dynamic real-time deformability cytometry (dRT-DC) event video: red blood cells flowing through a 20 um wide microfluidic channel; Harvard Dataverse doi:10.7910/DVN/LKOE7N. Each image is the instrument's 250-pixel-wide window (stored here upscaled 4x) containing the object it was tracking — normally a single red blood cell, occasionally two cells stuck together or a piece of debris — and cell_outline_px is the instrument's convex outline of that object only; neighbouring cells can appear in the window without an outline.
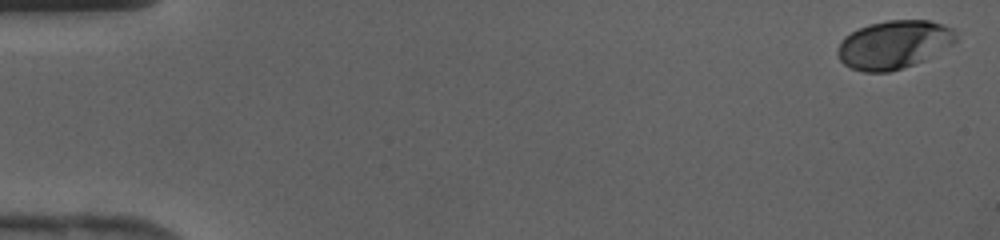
{"species": "human", "species_latin": "Homo sapiens", "temperature_condition": "cold", "stored_images_in_passage": 43, "camera_frame_rate_fps": 3000, "um_per_image_px": 0.085, "donor": {"sex": "female"}, "frame": {"image": 1, "passage_image": 1, "time_ms": 0.0, "image_size_px": [1000, 240], "cell_outline_px": [[956, 40], [952, 44], [924, 60], [888, 72], [864, 72], [852, 68], [844, 64], [840, 60], [836, 52], [840, 40], [844, 36], [868, 24], [888, 20], [928, 20], [944, 24], [952, 28], [956, 32]], "centroid_in_image_um": [75.96, 3.78], "position_along_channel_um": 9.0, "area_um2": 33.18}}
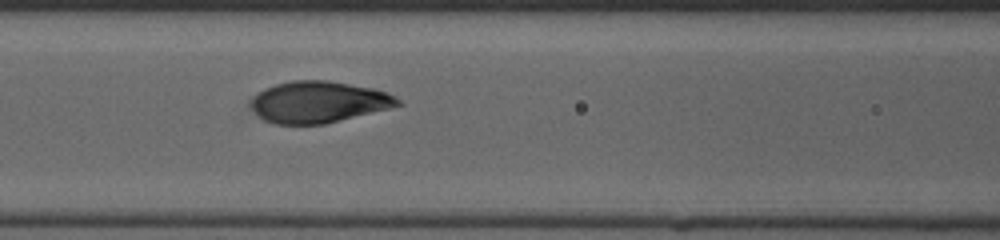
{"frame": {"image": 2, "passage_image": 19, "time_ms": 6.0, "image_size_px": [1000, 240], "cell_outline_px": [[404, 104], [324, 124], [276, 124], [264, 120], [252, 108], [252, 100], [264, 88], [276, 84], [292, 80], [328, 80], [372, 88], [388, 92], [396, 96]], "centroid_in_image_um": [27.11, 8.66], "position_along_channel_um": 139.5, "area_um2": 35.14}}
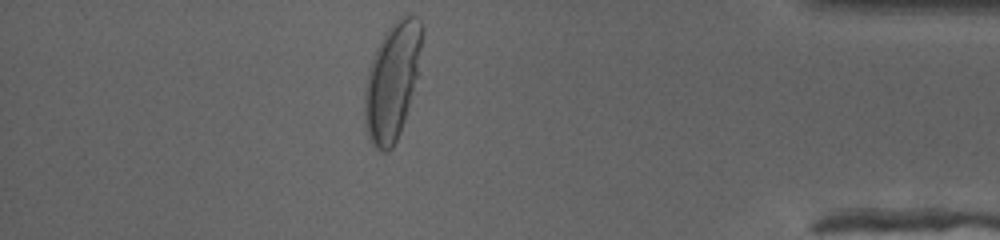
{"frame": {"image": 3, "passage_image": 38, "time_ms": 12.333, "image_size_px": [1000, 240], "cell_outline_px": [[424, 32], [420, 76], [400, 132], [392, 148], [388, 152], [380, 152], [368, 140], [364, 124], [364, 88], [368, 68], [372, 56], [384, 32], [404, 12], [408, 12], [416, 16], [424, 24]], "centroid_in_image_um": [33.38, 6.84], "position_along_channel_um": 401.8, "area_um2": 40.92}}